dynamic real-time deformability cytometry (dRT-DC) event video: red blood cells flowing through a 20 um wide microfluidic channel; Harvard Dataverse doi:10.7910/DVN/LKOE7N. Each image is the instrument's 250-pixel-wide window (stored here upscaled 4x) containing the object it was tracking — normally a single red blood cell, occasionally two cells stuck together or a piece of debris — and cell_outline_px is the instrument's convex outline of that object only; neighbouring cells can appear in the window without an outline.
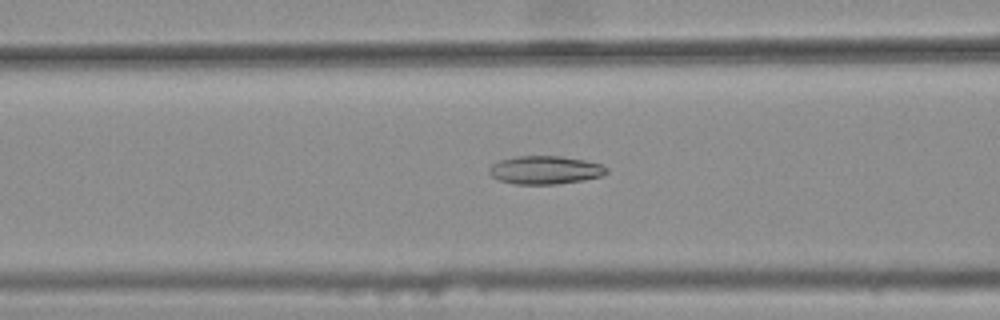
{"species": "common noctule bat (a hibernating species)", "species_latin": "Nyctalus noctula", "temperature_condition": "warm", "stored_images_in_passage": 43, "camera_frame_rate_fps": 3000, "um_per_image_px": 0.085, "animal": {"sex": "female", "body_mass_g": 25.1}, "frame": {"image": 1, "passage_image": 21, "time_ms": 6.667, "image_size_px": [1000, 320], "cell_outline_px": [[608, 172], [600, 176], [584, 180], [556, 184], [512, 184], [496, 180], [488, 172], [488, 168], [492, 164], [500, 160], [516, 156], [560, 156], [584, 160], [600, 164], [608, 168]], "centroid_in_image_um": [46.29, 14.46], "position_along_channel_um": 120.3, "area_um2": 19.42}}
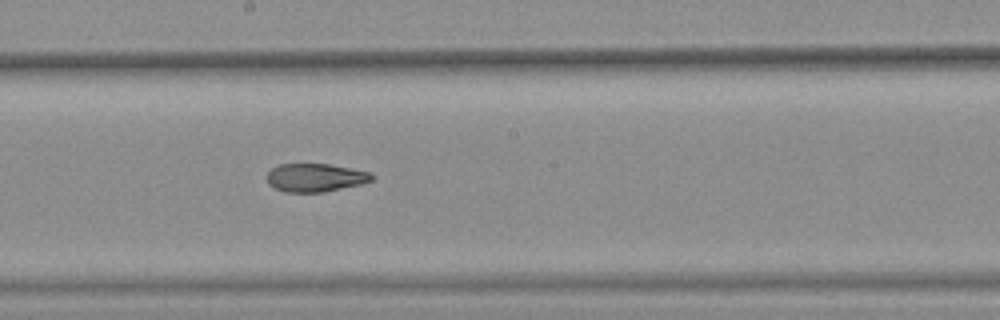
{"frame": {"image": 2, "passage_image": 29, "time_ms": 9.333, "image_size_px": [1000, 320], "cell_outline_px": [[376, 176], [372, 180], [360, 184], [324, 192], [284, 192], [268, 184], [268, 172], [272, 168], [280, 164], [328, 164], [352, 168], [372, 172]], "centroid_in_image_um": [26.84, 15.09], "position_along_channel_um": 221.4, "area_um2": 17.28}}
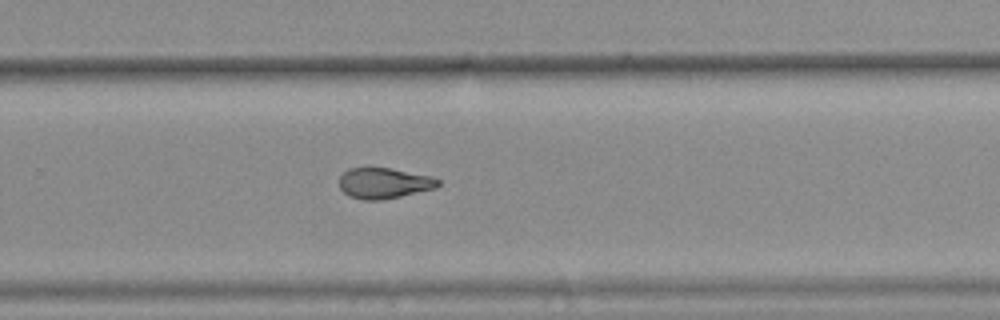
{"frame": {"image": 3, "passage_image": 35, "time_ms": 11.333, "image_size_px": [1000, 320], "cell_outline_px": [[440, 184], [436, 188], [384, 200], [364, 200], [348, 196], [340, 188], [340, 176], [348, 168], [388, 168], [432, 176], [440, 180]], "centroid_in_image_um": [32.65, 15.58], "position_along_channel_um": 297.2, "area_um2": 17.69}, "authors_computed_cell_mechanics": {"area_um2": 18.785, "velocity_mm_per_s": 3.7977, "shape_relaxation_time_tau1_ms": null, "shape_relaxation_time_tau2_ms": 3.1381, "deformation_change_tau1": null, "deformation_change_tau2": 0.1067}}